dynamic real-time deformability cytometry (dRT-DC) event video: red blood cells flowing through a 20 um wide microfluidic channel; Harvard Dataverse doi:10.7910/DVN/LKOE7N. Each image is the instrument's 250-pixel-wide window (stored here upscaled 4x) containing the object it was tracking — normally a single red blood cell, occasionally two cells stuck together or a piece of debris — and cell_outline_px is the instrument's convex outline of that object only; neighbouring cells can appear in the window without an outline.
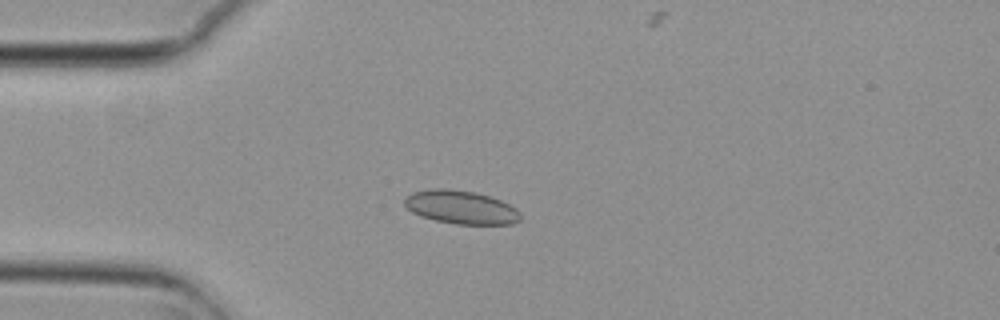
{"species": "common noctule bat (a hibernating species)", "species_latin": "Nyctalus noctula", "temperature_condition": "cold", "stored_images_in_passage": 8, "camera_frame_rate_fps": 3000, "um_per_image_px": 0.085, "animal": {"sex": "female", "body_mass_g": 29.2, "forearm_length_mm": 56.3}, "frame": {"image": 1, "passage_image": 4, "time_ms": 1.0, "image_size_px": [1000, 320], "cell_outline_px": [[520, 220], [512, 224], [456, 224], [436, 220], [420, 216], [412, 212], [404, 204], [404, 200], [412, 192], [428, 188], [448, 188], [476, 192], [500, 200], [516, 208], [520, 212]], "centroid_in_image_um": [39.17, 17.6], "position_along_channel_um": 45.8, "area_um2": 22.6}}
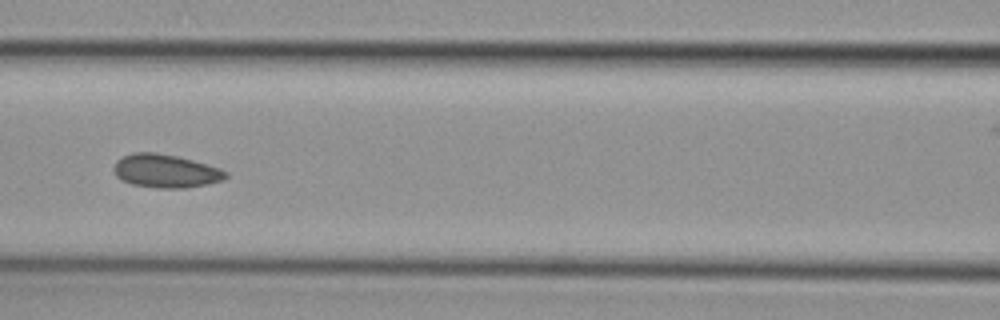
{"frame": {"image": 2, "passage_image": 7, "time_ms": 2.0, "image_size_px": [1000, 320], "cell_outline_px": [[228, 176], [224, 180], [208, 184], [184, 188], [156, 188], [132, 184], [120, 180], [116, 176], [112, 168], [116, 160], [132, 152], [156, 152], [176, 156], [192, 160], [220, 168], [228, 172]], "centroid_in_image_um": [14.06, 14.54], "position_along_channel_um": 152.5, "area_um2": 21.96}}
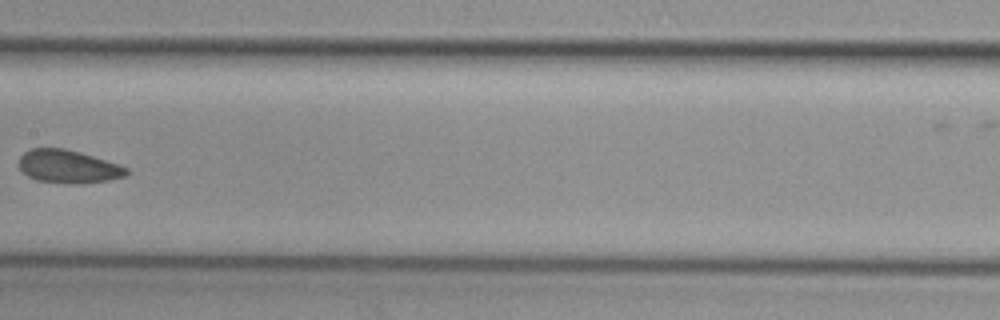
{"frame": {"image": 3, "passage_image": 8, "time_ms": 2.333, "image_size_px": [1000, 320], "cell_outline_px": [[128, 172], [124, 176], [108, 180], [76, 184], [36, 180], [28, 176], [20, 168], [20, 156], [24, 152], [32, 148], [64, 148], [80, 152], [120, 164], [128, 168]], "centroid_in_image_um": [5.81, 14.15], "position_along_channel_um": 201.6, "area_um2": 20.58}}